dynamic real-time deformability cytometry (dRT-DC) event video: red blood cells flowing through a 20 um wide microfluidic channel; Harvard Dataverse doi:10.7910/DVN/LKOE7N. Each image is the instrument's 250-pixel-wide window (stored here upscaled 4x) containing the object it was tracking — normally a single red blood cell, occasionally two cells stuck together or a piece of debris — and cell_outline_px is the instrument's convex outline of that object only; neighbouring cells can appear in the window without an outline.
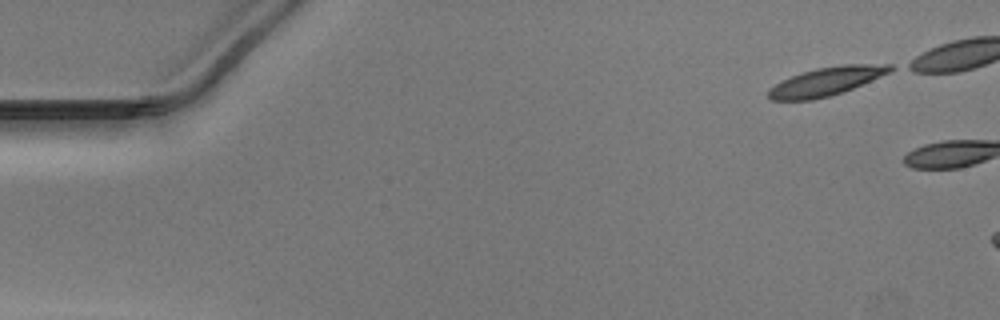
{"species": "Egyptian fruit bat (a non-hibernating species)", "species_latin": "Rousettus aegyptiacus", "temperature_condition": "warm", "stored_images_in_passage": 3, "camera_frame_rate_fps": 3000, "um_per_image_px": 0.085, "animal": {"sex": "male"}, "frame": {"image": 1, "passage_image": 1, "time_ms": 0.0, "image_size_px": [1000, 320], "cell_outline_px": [[896, 68], [888, 72], [852, 88], [828, 96], [812, 100], [772, 100], [768, 96], [768, 88], [792, 76], [816, 68], [840, 64], [892, 64]], "centroid_in_image_um": [70.22, 6.91], "position_along_channel_um": 14.8, "area_um2": 19.77}}